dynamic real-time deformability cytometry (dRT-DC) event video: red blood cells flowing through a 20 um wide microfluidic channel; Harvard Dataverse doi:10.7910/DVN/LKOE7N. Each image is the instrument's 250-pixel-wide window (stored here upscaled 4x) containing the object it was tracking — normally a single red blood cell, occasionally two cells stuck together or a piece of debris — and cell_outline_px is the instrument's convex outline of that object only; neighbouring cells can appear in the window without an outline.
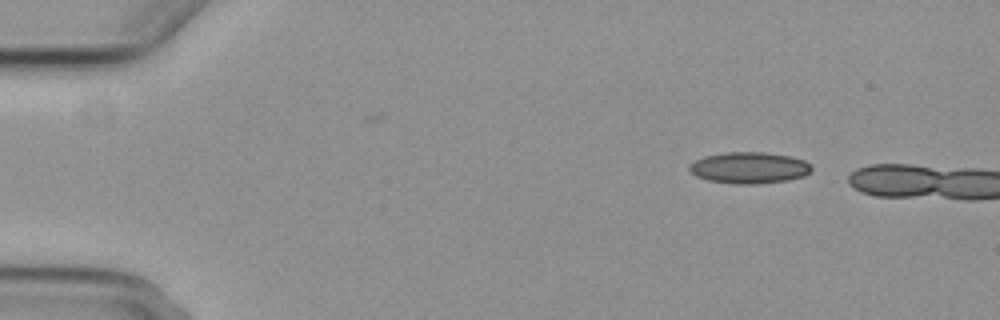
{"species": "common noctule bat (a hibernating species)", "species_latin": "Nyctalus noctula", "temperature_condition": "cold", "stored_images_in_passage": 2, "camera_frame_rate_fps": 3000, "um_per_image_px": 0.085, "animal": {"sex": "female", "body_mass_g": 29.2, "forearm_length_mm": 56.3}, "frame": {"image": 1, "passage_image": 1, "time_ms": 0.0, "image_size_px": [1000, 320], "cell_outline_px": [[812, 168], [804, 176], [788, 180], [756, 184], [732, 184], [708, 180], [696, 176], [688, 168], [688, 164], [704, 156], [724, 152], [764, 152], [788, 156], [804, 160]], "centroid_in_image_um": [63.64, 14.26], "position_along_channel_um": 21.4, "area_um2": 22.31}}